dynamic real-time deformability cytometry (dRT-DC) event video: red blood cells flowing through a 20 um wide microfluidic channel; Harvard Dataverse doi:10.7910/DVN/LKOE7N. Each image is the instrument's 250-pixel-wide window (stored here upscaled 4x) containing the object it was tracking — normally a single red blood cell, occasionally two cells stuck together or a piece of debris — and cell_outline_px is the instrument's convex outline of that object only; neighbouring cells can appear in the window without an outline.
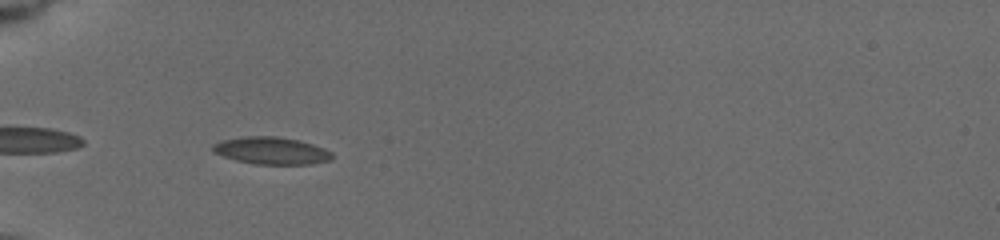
{"species": "common noctule bat (a hibernating species)", "species_latin": "Nyctalus noctula", "temperature_condition": "cold", "stored_images_in_passage": 38, "camera_frame_rate_fps": 3000, "um_per_image_px": 0.085, "animal": {"sex": "female", "body_mass_g": 19.5, "forearm_length_mm": 54.1}, "frame": {"image": 1, "passage_image": 3, "time_ms": 0.667, "image_size_px": [1000, 240], "cell_outline_px": [[332, 160], [312, 164], [256, 164], [236, 160], [212, 152], [212, 144], [220, 140], [244, 136], [276, 136], [300, 140], [324, 148], [332, 152]], "centroid_in_image_um": [23.06, 12.8], "position_along_channel_um": 61.9, "area_um2": 19.07}}
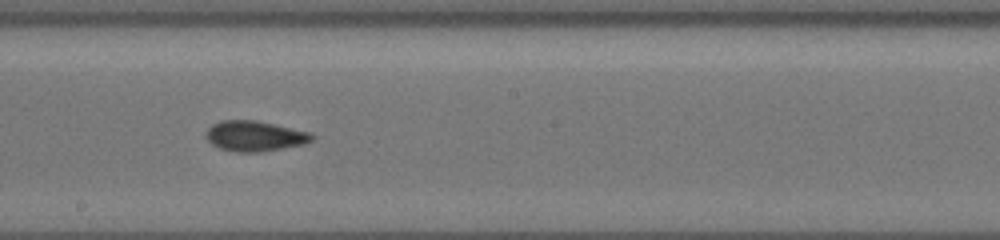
{"frame": {"image": 2, "passage_image": 17, "time_ms": 5.333, "image_size_px": [1000, 240], "cell_outline_px": [[316, 136], [312, 140], [304, 144], [260, 152], [236, 152], [220, 148], [212, 144], [204, 136], [204, 132], [212, 124], [220, 120], [256, 120], [312, 132]], "centroid_in_image_um": [21.65, 11.55], "position_along_channel_um": 226.6, "area_um2": 18.96}}
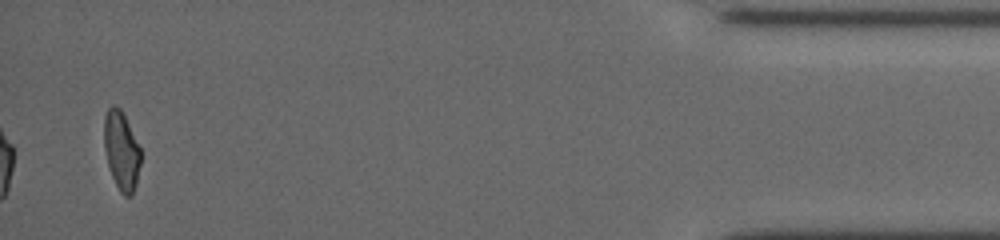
{"frame": {"image": 3, "passage_image": 38, "time_ms": 12.333, "image_size_px": [1000, 240], "cell_outline_px": [[140, 164], [136, 184], [132, 196], [124, 196], [120, 192], [112, 176], [108, 164], [104, 148], [104, 116], [108, 108], [112, 104], [116, 104], [120, 108], [140, 148]], "centroid_in_image_um": [10.31, 12.8], "position_along_channel_um": 424.9, "area_um2": 16.65}, "authors_computed_cell_mechanics": {"area_um2": 18.3804, "velocity_mm_per_s": 3.7639, "shape_relaxation_time_tau1_ms": 7.4087, "shape_relaxation_time_tau2_ms": 1.8039, "deformation_change_tau1": 0.1457, "deformation_change_tau2": 0.0631}}